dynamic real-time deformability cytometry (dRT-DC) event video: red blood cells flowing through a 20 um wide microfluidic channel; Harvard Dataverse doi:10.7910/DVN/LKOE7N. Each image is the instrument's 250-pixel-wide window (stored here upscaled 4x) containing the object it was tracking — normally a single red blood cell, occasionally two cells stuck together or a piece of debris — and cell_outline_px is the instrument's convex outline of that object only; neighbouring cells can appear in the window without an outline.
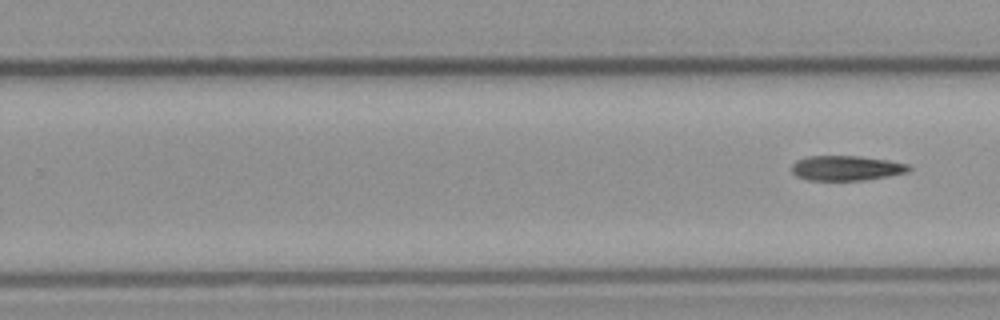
{"species": "common noctule bat (a hibernating species)", "species_latin": "Nyctalus noctula", "temperature_condition": "cold", "stored_images_in_passage": 10, "segment_of_instrument_passage": [2, 2], "camera_frame_rate_fps": 3000, "um_per_image_px": 0.085, "animal": {"sex": "male", "body_mass_g": 23.1, "forearm_length_mm": 52.7}, "frame": {"image": 1, "passage_image": 10, "time_ms": 11.333, "image_size_px": [1000, 320], "cell_outline_px": [[912, 168], [908, 172], [888, 176], [864, 180], [808, 180], [796, 176], [792, 172], [792, 164], [796, 160], [808, 156], [860, 156], [888, 160], [908, 164]], "centroid_in_image_um": [71.93, 14.28], "position_along_channel_um": 257.9, "area_um2": 17.05}}